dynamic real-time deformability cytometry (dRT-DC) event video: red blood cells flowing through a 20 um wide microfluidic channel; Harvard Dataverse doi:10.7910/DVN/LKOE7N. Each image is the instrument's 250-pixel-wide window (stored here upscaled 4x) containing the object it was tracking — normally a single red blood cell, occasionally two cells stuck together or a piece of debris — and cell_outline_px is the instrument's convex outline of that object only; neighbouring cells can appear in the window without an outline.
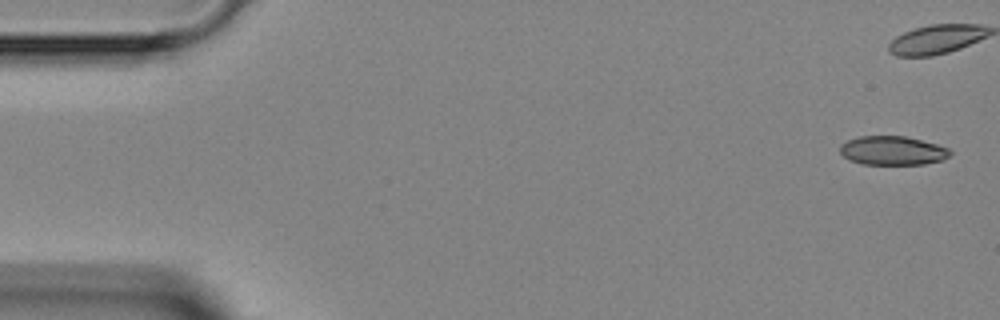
{"species": "Egyptian fruit bat (a non-hibernating species)", "species_latin": "Rousettus aegyptiacus", "temperature_condition": "room temperature", "stored_images_in_passage": 6, "camera_frame_rate_fps": 3000, "um_per_image_px": 0.085, "animal": {"sex": "female"}, "frame": {"image": 1, "passage_image": 1, "time_ms": 0.0, "image_size_px": [1000, 320], "cell_outline_px": [[952, 152], [948, 156], [940, 160], [924, 164], [860, 164], [844, 156], [840, 152], [840, 144], [848, 140], [860, 136], [904, 136], [936, 144], [948, 148]], "centroid_in_image_um": [75.85, 12.8], "position_along_channel_um": 9.2, "area_um2": 18.32}}
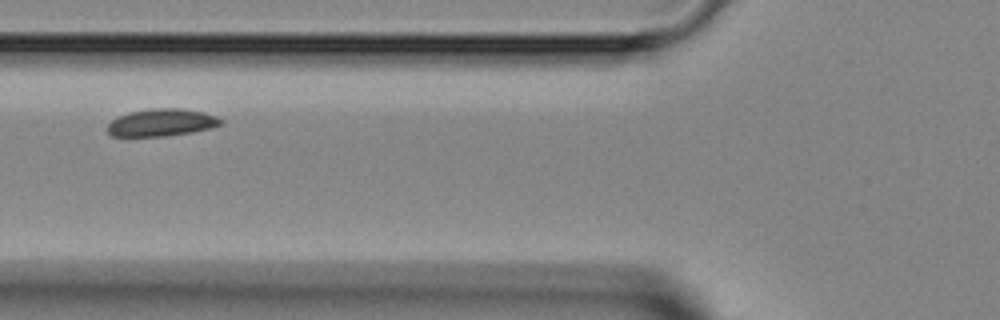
{"frame": {"image": 2, "passage_image": 6, "time_ms": 6.333, "image_size_px": [1000, 320], "cell_outline_px": [[224, 124], [212, 128], [192, 132], [168, 136], [112, 136], [104, 128], [112, 120], [128, 112], [152, 108], [184, 108], [204, 112], [216, 116], [224, 120]], "centroid_in_image_um": [13.77, 10.41], "position_along_channel_um": 112.0, "area_um2": 18.38}}